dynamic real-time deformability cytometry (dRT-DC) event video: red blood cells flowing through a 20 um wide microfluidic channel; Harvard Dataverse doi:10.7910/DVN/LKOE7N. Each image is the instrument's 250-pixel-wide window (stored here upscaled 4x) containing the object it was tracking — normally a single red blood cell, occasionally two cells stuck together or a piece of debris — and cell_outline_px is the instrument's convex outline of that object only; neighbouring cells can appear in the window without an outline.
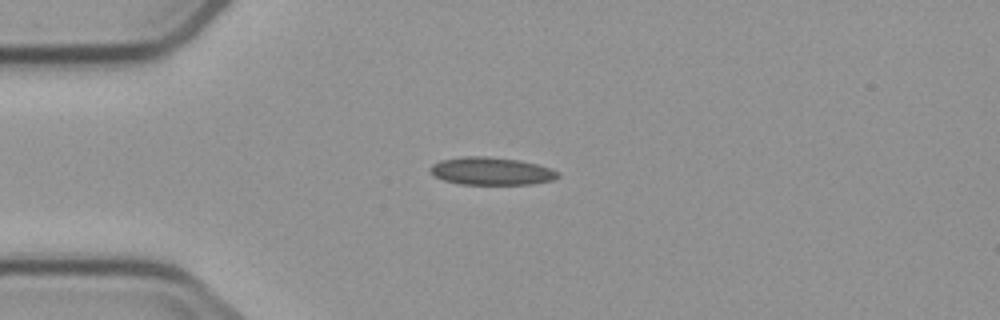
{"species": "common noctule bat (a hibernating species)", "species_latin": "Nyctalus noctula", "temperature_condition": "cold", "stored_images_in_passage": 1, "camera_frame_rate_fps": 3000, "um_per_image_px": 0.085, "animal": {"sex": "male", "body_mass_g": 23.1, "forearm_length_mm": 52.7}, "frame": {"image": 1, "passage_image": 1, "time_ms": 0.0, "image_size_px": [1000, 320], "cell_outline_px": [[560, 176], [552, 180], [532, 184], [460, 184], [444, 180], [436, 176], [428, 168], [432, 164], [440, 160], [468, 156], [480, 156], [516, 160], [536, 164], [548, 168], [556, 172]], "centroid_in_image_um": [41.72, 14.55], "position_along_channel_um": 43.3, "area_um2": 20.17}}